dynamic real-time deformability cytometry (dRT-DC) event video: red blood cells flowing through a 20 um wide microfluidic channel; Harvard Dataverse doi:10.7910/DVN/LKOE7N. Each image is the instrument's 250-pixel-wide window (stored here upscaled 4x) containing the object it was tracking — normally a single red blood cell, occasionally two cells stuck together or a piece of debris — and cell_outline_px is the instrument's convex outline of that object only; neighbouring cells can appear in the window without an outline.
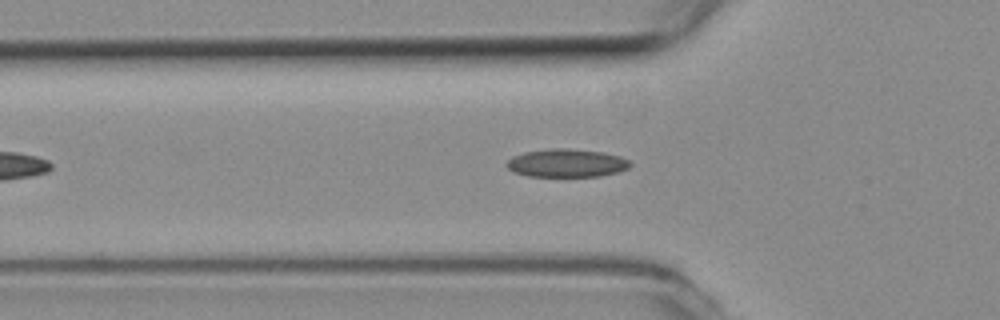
{"species": "common noctule bat (a hibernating species)", "species_latin": "Nyctalus noctula", "temperature_condition": "room temperature", "stored_images_in_passage": 19, "camera_frame_rate_fps": 3000, "um_per_image_px": 0.085, "animal": {"sex": "female", "body_mass_g": 19.3, "forearm_length_mm": 54.1}, "frame": {"image": 1, "passage_image": 11, "time_ms": 3.333, "image_size_px": [1000, 320], "cell_outline_px": [[632, 164], [628, 168], [620, 172], [600, 176], [528, 176], [512, 172], [504, 164], [512, 156], [524, 152], [552, 148], [564, 148], [604, 152], [620, 156], [628, 160]], "centroid_in_image_um": [48.15, 13.86], "position_along_channel_um": 77.6, "area_um2": 20.4}}
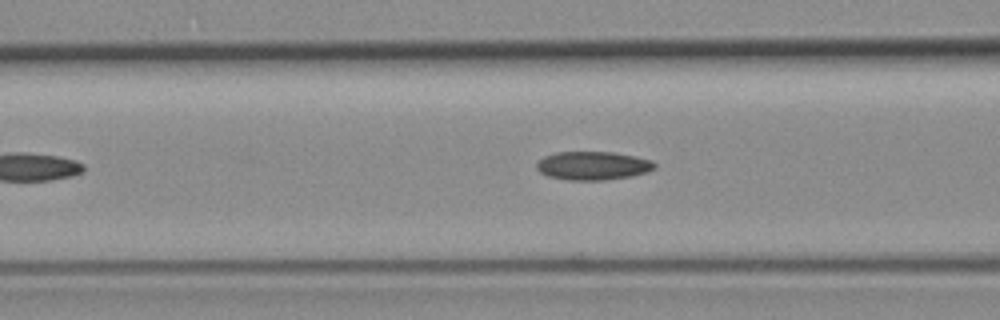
{"frame": {"image": 2, "passage_image": 14, "time_ms": 4.333, "image_size_px": [1000, 320], "cell_outline_px": [[656, 168], [648, 172], [632, 176], [608, 180], [568, 180], [548, 176], [540, 172], [536, 168], [536, 164], [544, 156], [556, 152], [612, 152], [636, 156], [652, 160], [656, 164]], "centroid_in_image_um": [50.43, 14.08], "position_along_channel_um": 116.2, "area_um2": 19.77}}